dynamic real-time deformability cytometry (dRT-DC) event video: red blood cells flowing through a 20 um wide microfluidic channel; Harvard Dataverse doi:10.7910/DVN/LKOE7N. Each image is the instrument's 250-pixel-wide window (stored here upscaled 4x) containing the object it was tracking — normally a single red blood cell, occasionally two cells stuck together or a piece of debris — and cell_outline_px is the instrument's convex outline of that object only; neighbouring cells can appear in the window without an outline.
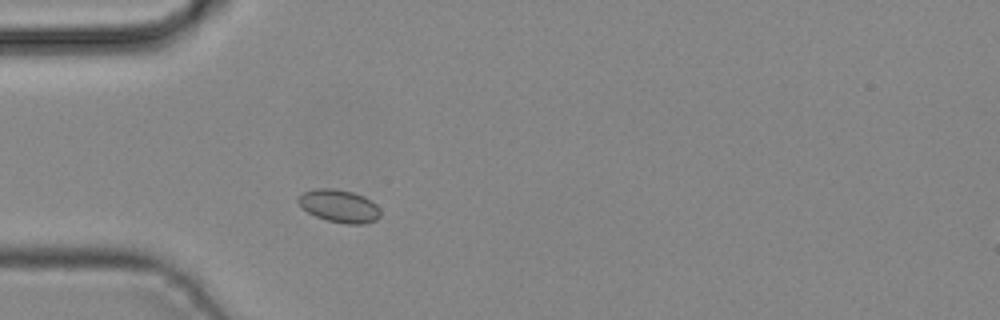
{"species": "common noctule bat (a hibernating species)", "species_latin": "Nyctalus noctula", "temperature_condition": "cold", "stored_images_in_passage": 3, "camera_frame_rate_fps": 3000, "um_per_image_px": 0.085, "animal": {"sex": "male", "body_mass_g": 19.2, "forearm_length_mm": 51.8}, "frame": {"image": 1, "passage_image": 3, "time_ms": 0.667, "image_size_px": [1000, 320], "cell_outline_px": [[380, 216], [376, 220], [364, 224], [344, 224], [328, 220], [316, 216], [308, 212], [296, 200], [304, 192], [316, 188], [332, 188], [352, 192], [364, 196], [376, 204], [380, 208]], "centroid_in_image_um": [28.86, 17.51], "position_along_channel_um": 56.1, "area_um2": 15.61}}